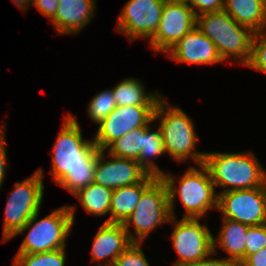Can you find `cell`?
Instances as JSON below:
<instances>
[{
	"label": "cell",
	"instance_id": "obj_6",
	"mask_svg": "<svg viewBox=\"0 0 266 266\" xmlns=\"http://www.w3.org/2000/svg\"><path fill=\"white\" fill-rule=\"evenodd\" d=\"M74 211V207L66 205L38 221L39 211L36 212L13 236L29 229L17 254L50 252L65 248V240L69 236L75 220Z\"/></svg>",
	"mask_w": 266,
	"mask_h": 266
},
{
	"label": "cell",
	"instance_id": "obj_23",
	"mask_svg": "<svg viewBox=\"0 0 266 266\" xmlns=\"http://www.w3.org/2000/svg\"><path fill=\"white\" fill-rule=\"evenodd\" d=\"M112 189L95 183H90L85 188L78 190L76 196L83 208L95 216H103L110 212Z\"/></svg>",
	"mask_w": 266,
	"mask_h": 266
},
{
	"label": "cell",
	"instance_id": "obj_5",
	"mask_svg": "<svg viewBox=\"0 0 266 266\" xmlns=\"http://www.w3.org/2000/svg\"><path fill=\"white\" fill-rule=\"evenodd\" d=\"M165 101L164 97H161L154 112V120L161 118L159 128L165 152L180 162L190 156L196 164H203L206 152L194 150L198 140L194 123L182 109L176 106L168 107L169 104Z\"/></svg>",
	"mask_w": 266,
	"mask_h": 266
},
{
	"label": "cell",
	"instance_id": "obj_12",
	"mask_svg": "<svg viewBox=\"0 0 266 266\" xmlns=\"http://www.w3.org/2000/svg\"><path fill=\"white\" fill-rule=\"evenodd\" d=\"M166 0H129L120 13L117 31L129 40L150 38L156 33Z\"/></svg>",
	"mask_w": 266,
	"mask_h": 266
},
{
	"label": "cell",
	"instance_id": "obj_17",
	"mask_svg": "<svg viewBox=\"0 0 266 266\" xmlns=\"http://www.w3.org/2000/svg\"><path fill=\"white\" fill-rule=\"evenodd\" d=\"M95 5V0H59L50 21L60 35L77 34L91 21Z\"/></svg>",
	"mask_w": 266,
	"mask_h": 266
},
{
	"label": "cell",
	"instance_id": "obj_21",
	"mask_svg": "<svg viewBox=\"0 0 266 266\" xmlns=\"http://www.w3.org/2000/svg\"><path fill=\"white\" fill-rule=\"evenodd\" d=\"M144 88L135 78L122 80L112 88L117 106H156L162 96L146 93Z\"/></svg>",
	"mask_w": 266,
	"mask_h": 266
},
{
	"label": "cell",
	"instance_id": "obj_31",
	"mask_svg": "<svg viewBox=\"0 0 266 266\" xmlns=\"http://www.w3.org/2000/svg\"><path fill=\"white\" fill-rule=\"evenodd\" d=\"M59 0H33V5L51 20L57 11Z\"/></svg>",
	"mask_w": 266,
	"mask_h": 266
},
{
	"label": "cell",
	"instance_id": "obj_24",
	"mask_svg": "<svg viewBox=\"0 0 266 266\" xmlns=\"http://www.w3.org/2000/svg\"><path fill=\"white\" fill-rule=\"evenodd\" d=\"M144 143V126L138 127L123 137L112 142L107 148L110 155L138 160L139 154L143 149Z\"/></svg>",
	"mask_w": 266,
	"mask_h": 266
},
{
	"label": "cell",
	"instance_id": "obj_25",
	"mask_svg": "<svg viewBox=\"0 0 266 266\" xmlns=\"http://www.w3.org/2000/svg\"><path fill=\"white\" fill-rule=\"evenodd\" d=\"M65 248L50 252L16 254L12 266H64Z\"/></svg>",
	"mask_w": 266,
	"mask_h": 266
},
{
	"label": "cell",
	"instance_id": "obj_22",
	"mask_svg": "<svg viewBox=\"0 0 266 266\" xmlns=\"http://www.w3.org/2000/svg\"><path fill=\"white\" fill-rule=\"evenodd\" d=\"M165 153L161 129L152 130L148 125H144V143L137 162L139 165L151 175L161 177L165 172L160 171L157 165L152 161V157L157 158Z\"/></svg>",
	"mask_w": 266,
	"mask_h": 266
},
{
	"label": "cell",
	"instance_id": "obj_20",
	"mask_svg": "<svg viewBox=\"0 0 266 266\" xmlns=\"http://www.w3.org/2000/svg\"><path fill=\"white\" fill-rule=\"evenodd\" d=\"M218 246L228 253V259L242 264L245 261L246 233L249 225L223 218Z\"/></svg>",
	"mask_w": 266,
	"mask_h": 266
},
{
	"label": "cell",
	"instance_id": "obj_14",
	"mask_svg": "<svg viewBox=\"0 0 266 266\" xmlns=\"http://www.w3.org/2000/svg\"><path fill=\"white\" fill-rule=\"evenodd\" d=\"M104 152H97L93 183L114 190L142 182L149 175L136 160L109 154L111 160L107 161Z\"/></svg>",
	"mask_w": 266,
	"mask_h": 266
},
{
	"label": "cell",
	"instance_id": "obj_33",
	"mask_svg": "<svg viewBox=\"0 0 266 266\" xmlns=\"http://www.w3.org/2000/svg\"><path fill=\"white\" fill-rule=\"evenodd\" d=\"M4 127L1 129L0 128V189H1V186H2V183H3V180H4V176L6 174V170H5V165L6 164V158H7V155H6V147H5V131H4Z\"/></svg>",
	"mask_w": 266,
	"mask_h": 266
},
{
	"label": "cell",
	"instance_id": "obj_9",
	"mask_svg": "<svg viewBox=\"0 0 266 266\" xmlns=\"http://www.w3.org/2000/svg\"><path fill=\"white\" fill-rule=\"evenodd\" d=\"M169 222L175 226L171 234L173 247L179 256L174 266H188L203 260L216 252V241L206 225L200 224V218H182Z\"/></svg>",
	"mask_w": 266,
	"mask_h": 266
},
{
	"label": "cell",
	"instance_id": "obj_16",
	"mask_svg": "<svg viewBox=\"0 0 266 266\" xmlns=\"http://www.w3.org/2000/svg\"><path fill=\"white\" fill-rule=\"evenodd\" d=\"M131 244L123 224L104 222L93 240L92 261L105 259L103 265L113 266L117 257ZM103 265L97 264V266Z\"/></svg>",
	"mask_w": 266,
	"mask_h": 266
},
{
	"label": "cell",
	"instance_id": "obj_27",
	"mask_svg": "<svg viewBox=\"0 0 266 266\" xmlns=\"http://www.w3.org/2000/svg\"><path fill=\"white\" fill-rule=\"evenodd\" d=\"M256 71L266 72V33H255L252 40L251 58L246 65Z\"/></svg>",
	"mask_w": 266,
	"mask_h": 266
},
{
	"label": "cell",
	"instance_id": "obj_26",
	"mask_svg": "<svg viewBox=\"0 0 266 266\" xmlns=\"http://www.w3.org/2000/svg\"><path fill=\"white\" fill-rule=\"evenodd\" d=\"M116 106L117 104L112 89H107L92 98L88 105V116L93 122L99 124Z\"/></svg>",
	"mask_w": 266,
	"mask_h": 266
},
{
	"label": "cell",
	"instance_id": "obj_4",
	"mask_svg": "<svg viewBox=\"0 0 266 266\" xmlns=\"http://www.w3.org/2000/svg\"><path fill=\"white\" fill-rule=\"evenodd\" d=\"M199 166L201 171L189 167L181 176L178 187L170 173L161 176L168 189L171 217H175L174 204L177 195L186 210L184 218L201 219L209 209H217L218 194L215 195V185L208 169L203 164Z\"/></svg>",
	"mask_w": 266,
	"mask_h": 266
},
{
	"label": "cell",
	"instance_id": "obj_32",
	"mask_svg": "<svg viewBox=\"0 0 266 266\" xmlns=\"http://www.w3.org/2000/svg\"><path fill=\"white\" fill-rule=\"evenodd\" d=\"M188 266H241V264L237 261L228 259L227 257L222 259H213L210 255L209 257Z\"/></svg>",
	"mask_w": 266,
	"mask_h": 266
},
{
	"label": "cell",
	"instance_id": "obj_34",
	"mask_svg": "<svg viewBox=\"0 0 266 266\" xmlns=\"http://www.w3.org/2000/svg\"><path fill=\"white\" fill-rule=\"evenodd\" d=\"M241 266H266V247L249 256Z\"/></svg>",
	"mask_w": 266,
	"mask_h": 266
},
{
	"label": "cell",
	"instance_id": "obj_19",
	"mask_svg": "<svg viewBox=\"0 0 266 266\" xmlns=\"http://www.w3.org/2000/svg\"><path fill=\"white\" fill-rule=\"evenodd\" d=\"M223 10L254 33L266 31V0H224Z\"/></svg>",
	"mask_w": 266,
	"mask_h": 266
},
{
	"label": "cell",
	"instance_id": "obj_28",
	"mask_svg": "<svg viewBox=\"0 0 266 266\" xmlns=\"http://www.w3.org/2000/svg\"><path fill=\"white\" fill-rule=\"evenodd\" d=\"M266 247V223L249 226L246 233L245 260Z\"/></svg>",
	"mask_w": 266,
	"mask_h": 266
},
{
	"label": "cell",
	"instance_id": "obj_8",
	"mask_svg": "<svg viewBox=\"0 0 266 266\" xmlns=\"http://www.w3.org/2000/svg\"><path fill=\"white\" fill-rule=\"evenodd\" d=\"M43 176V170L38 169L31 177L15 184L5 207L3 242L12 239L40 211L44 194Z\"/></svg>",
	"mask_w": 266,
	"mask_h": 266
},
{
	"label": "cell",
	"instance_id": "obj_30",
	"mask_svg": "<svg viewBox=\"0 0 266 266\" xmlns=\"http://www.w3.org/2000/svg\"><path fill=\"white\" fill-rule=\"evenodd\" d=\"M191 8L196 16L206 12H218L224 9V0H193ZM195 8L199 10L196 11Z\"/></svg>",
	"mask_w": 266,
	"mask_h": 266
},
{
	"label": "cell",
	"instance_id": "obj_13",
	"mask_svg": "<svg viewBox=\"0 0 266 266\" xmlns=\"http://www.w3.org/2000/svg\"><path fill=\"white\" fill-rule=\"evenodd\" d=\"M196 27V15L189 5L165 2L161 20L149 44L154 52L167 54L176 43Z\"/></svg>",
	"mask_w": 266,
	"mask_h": 266
},
{
	"label": "cell",
	"instance_id": "obj_35",
	"mask_svg": "<svg viewBox=\"0 0 266 266\" xmlns=\"http://www.w3.org/2000/svg\"><path fill=\"white\" fill-rule=\"evenodd\" d=\"M14 2V4L20 8L21 10H25V8L27 9V5L30 4V2L32 3L33 0H12Z\"/></svg>",
	"mask_w": 266,
	"mask_h": 266
},
{
	"label": "cell",
	"instance_id": "obj_36",
	"mask_svg": "<svg viewBox=\"0 0 266 266\" xmlns=\"http://www.w3.org/2000/svg\"><path fill=\"white\" fill-rule=\"evenodd\" d=\"M167 2L174 4H184V5H192L193 0H166Z\"/></svg>",
	"mask_w": 266,
	"mask_h": 266
},
{
	"label": "cell",
	"instance_id": "obj_29",
	"mask_svg": "<svg viewBox=\"0 0 266 266\" xmlns=\"http://www.w3.org/2000/svg\"><path fill=\"white\" fill-rule=\"evenodd\" d=\"M140 245L132 243L117 257L113 266H150Z\"/></svg>",
	"mask_w": 266,
	"mask_h": 266
},
{
	"label": "cell",
	"instance_id": "obj_3",
	"mask_svg": "<svg viewBox=\"0 0 266 266\" xmlns=\"http://www.w3.org/2000/svg\"><path fill=\"white\" fill-rule=\"evenodd\" d=\"M196 27L215 44L223 62L234 57L239 63L248 64L255 34L250 28L238 24L224 10L199 14Z\"/></svg>",
	"mask_w": 266,
	"mask_h": 266
},
{
	"label": "cell",
	"instance_id": "obj_10",
	"mask_svg": "<svg viewBox=\"0 0 266 266\" xmlns=\"http://www.w3.org/2000/svg\"><path fill=\"white\" fill-rule=\"evenodd\" d=\"M217 209L228 218L249 226L266 223V186L252 189L222 191Z\"/></svg>",
	"mask_w": 266,
	"mask_h": 266
},
{
	"label": "cell",
	"instance_id": "obj_18",
	"mask_svg": "<svg viewBox=\"0 0 266 266\" xmlns=\"http://www.w3.org/2000/svg\"><path fill=\"white\" fill-rule=\"evenodd\" d=\"M156 178L149 174L142 182L114 189L110 201L111 216L105 222L123 224L136 208L142 192Z\"/></svg>",
	"mask_w": 266,
	"mask_h": 266
},
{
	"label": "cell",
	"instance_id": "obj_11",
	"mask_svg": "<svg viewBox=\"0 0 266 266\" xmlns=\"http://www.w3.org/2000/svg\"><path fill=\"white\" fill-rule=\"evenodd\" d=\"M156 106H116L98 125L93 142L99 150L106 148L132 130L154 120Z\"/></svg>",
	"mask_w": 266,
	"mask_h": 266
},
{
	"label": "cell",
	"instance_id": "obj_2",
	"mask_svg": "<svg viewBox=\"0 0 266 266\" xmlns=\"http://www.w3.org/2000/svg\"><path fill=\"white\" fill-rule=\"evenodd\" d=\"M203 165L214 185L223 191L252 189L266 186V172L252 153L210 152Z\"/></svg>",
	"mask_w": 266,
	"mask_h": 266
},
{
	"label": "cell",
	"instance_id": "obj_15",
	"mask_svg": "<svg viewBox=\"0 0 266 266\" xmlns=\"http://www.w3.org/2000/svg\"><path fill=\"white\" fill-rule=\"evenodd\" d=\"M167 53L168 58L182 63L208 65L223 62L215 44L197 27L185 34Z\"/></svg>",
	"mask_w": 266,
	"mask_h": 266
},
{
	"label": "cell",
	"instance_id": "obj_7",
	"mask_svg": "<svg viewBox=\"0 0 266 266\" xmlns=\"http://www.w3.org/2000/svg\"><path fill=\"white\" fill-rule=\"evenodd\" d=\"M168 189L161 177H157L143 192L136 208L123 223L132 243H142L149 233L158 225L169 222ZM134 225L137 236L129 231L130 224Z\"/></svg>",
	"mask_w": 266,
	"mask_h": 266
},
{
	"label": "cell",
	"instance_id": "obj_1",
	"mask_svg": "<svg viewBox=\"0 0 266 266\" xmlns=\"http://www.w3.org/2000/svg\"><path fill=\"white\" fill-rule=\"evenodd\" d=\"M74 115L64 124L52 150L51 174L54 181L72 194L93 182L98 148L93 140H84Z\"/></svg>",
	"mask_w": 266,
	"mask_h": 266
}]
</instances>
